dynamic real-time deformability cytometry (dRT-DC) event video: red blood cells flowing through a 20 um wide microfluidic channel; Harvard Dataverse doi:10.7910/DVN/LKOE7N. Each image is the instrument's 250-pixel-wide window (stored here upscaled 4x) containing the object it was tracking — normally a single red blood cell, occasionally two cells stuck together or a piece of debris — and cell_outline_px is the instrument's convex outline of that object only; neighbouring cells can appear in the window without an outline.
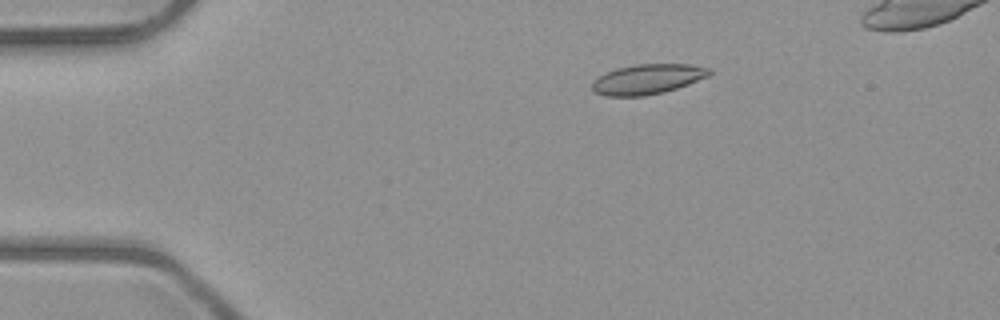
{"species": "common noctule bat (a hibernating species)", "species_latin": "Nyctalus noctula", "temperature_condition": "room temperature", "stored_images_in_passage": 7, "camera_frame_rate_fps": 3000, "um_per_image_px": 0.085, "animal": {"sex": "male", "body_mass_g": 23.1, "forearm_length_mm": 52.7}, "frame": {"image": 1, "passage_image": 3, "time_ms": 2.333, "image_size_px": [1000, 320], "cell_outline_px": [[712, 72], [708, 76], [688, 84], [664, 92], [644, 96], [608, 96], [596, 92], [592, 88], [592, 80], [616, 68], [632, 64], [688, 64], [712, 68]], "centroid_in_image_um": [55.06, 6.72], "position_along_channel_um": 29.9, "area_um2": 20.46}}
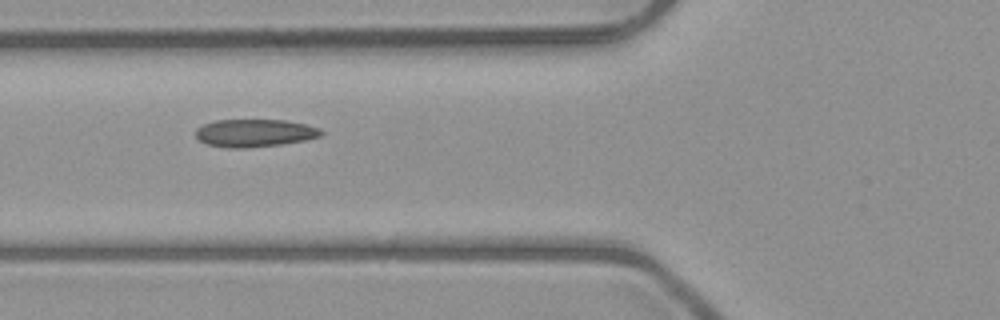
{"frame": {"image": 2, "passage_image": 6, "time_ms": 5.667, "image_size_px": [1000, 320], "cell_outline_px": [[324, 132], [320, 136], [304, 140], [280, 144], [248, 148], [228, 148], [208, 144], [200, 140], [196, 136], [196, 128], [204, 124], [216, 120], [284, 120], [304, 124], [320, 128]], "centroid_in_image_um": [21.64, 11.3], "position_along_channel_um": 104.2, "area_um2": 20.11}}
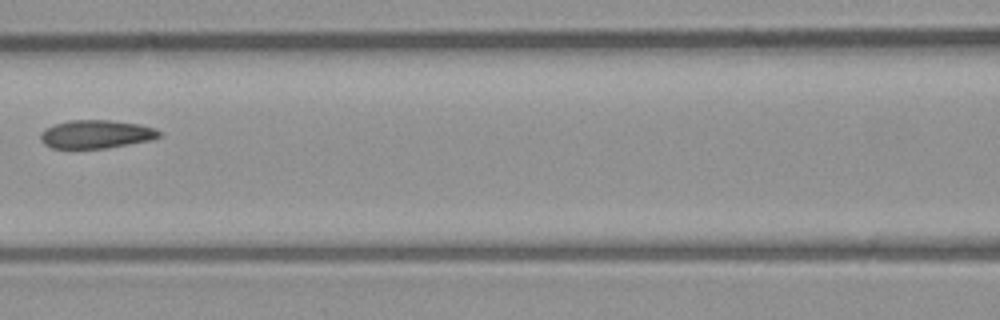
{"frame": {"image": 3, "passage_image": 7, "time_ms": 7.0, "image_size_px": [1000, 320], "cell_outline_px": [[160, 136], [148, 140], [108, 148], [52, 148], [44, 144], [40, 140], [40, 132], [56, 124], [72, 120], [108, 120], [140, 124], [156, 128], [160, 132]], "centroid_in_image_um": [8.16, 11.41], "position_along_channel_um": 158.4, "area_um2": 19.36}}